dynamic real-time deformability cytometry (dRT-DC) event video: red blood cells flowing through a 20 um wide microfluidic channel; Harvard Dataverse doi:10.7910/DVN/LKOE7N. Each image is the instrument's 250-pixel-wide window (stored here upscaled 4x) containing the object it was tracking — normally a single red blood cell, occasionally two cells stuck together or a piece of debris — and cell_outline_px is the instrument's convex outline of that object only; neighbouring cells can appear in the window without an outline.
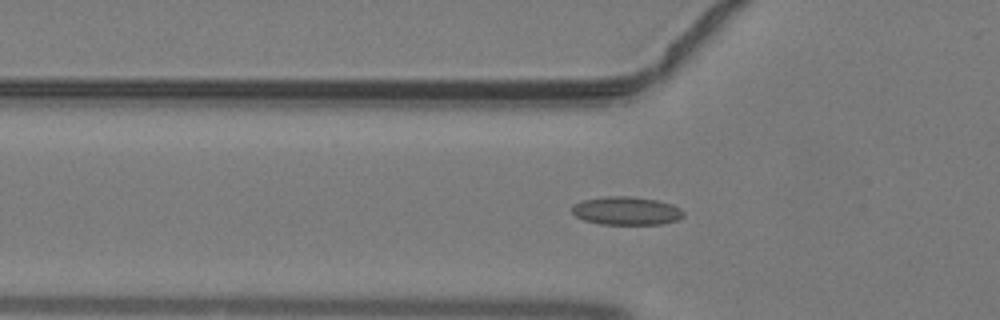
{"species": "common noctule bat (a hibernating species)", "species_latin": "Nyctalus noctula", "temperature_condition": "warm", "stored_images_in_passage": 25, "camera_frame_rate_fps": 3000, "um_per_image_px": 0.085, "animal": {"sex": "male", "body_mass_g": 19.2, "forearm_length_mm": 51.8}, "frame": {"image": 1, "passage_image": 12, "time_ms": 3.667, "image_size_px": [1000, 320], "cell_outline_px": [[684, 216], [676, 220], [660, 224], [600, 224], [584, 220], [576, 216], [572, 212], [572, 204], [580, 200], [604, 196], [628, 196], [656, 200], [672, 204], [680, 208], [684, 212]], "centroid_in_image_um": [53.21, 17.91], "position_along_channel_um": 72.6, "area_um2": 18.44}}
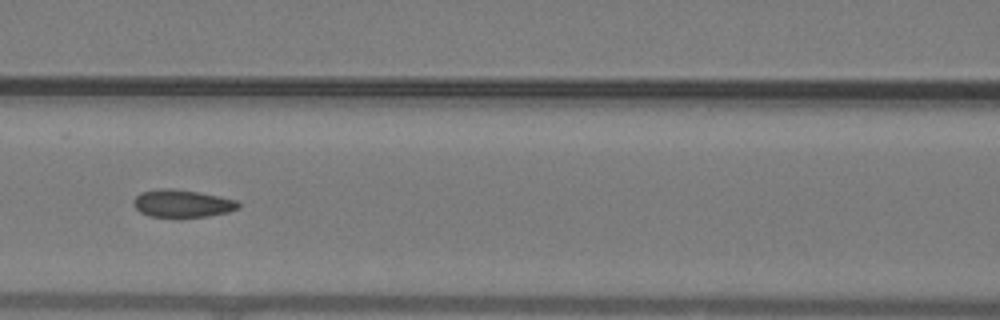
{"frame": {"image": 2, "passage_image": 17, "time_ms": 5.333, "image_size_px": [1000, 320], "cell_outline_px": [[240, 208], [228, 212], [208, 216], [148, 216], [140, 212], [132, 204], [132, 200], [140, 192], [160, 188], [172, 188], [200, 192], [236, 200], [240, 204]], "centroid_in_image_um": [15.47, 17.28], "position_along_channel_um": 151.1, "area_um2": 16.82}}
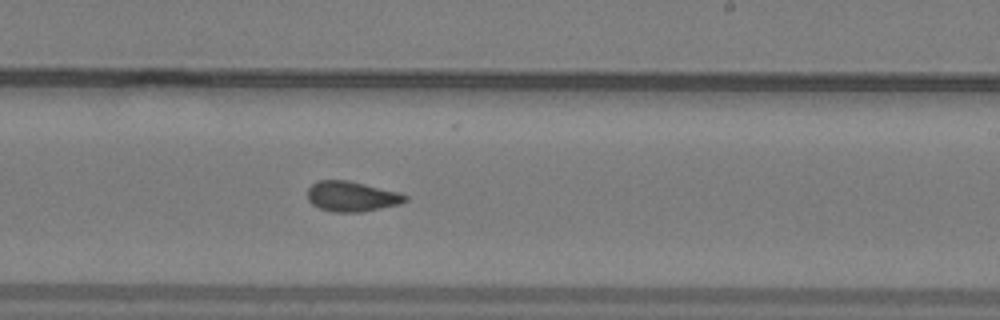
{"frame": {"image": 3, "passage_image": 24, "time_ms": 7.667, "image_size_px": [1000, 320], "cell_outline_px": [[408, 200], [400, 204], [360, 212], [332, 212], [320, 208], [312, 204], [308, 200], [308, 188], [316, 180], [348, 180], [400, 192], [408, 196]], "centroid_in_image_um": [29.9, 16.69], "position_along_channel_um": 259.1, "area_um2": 17.28}}